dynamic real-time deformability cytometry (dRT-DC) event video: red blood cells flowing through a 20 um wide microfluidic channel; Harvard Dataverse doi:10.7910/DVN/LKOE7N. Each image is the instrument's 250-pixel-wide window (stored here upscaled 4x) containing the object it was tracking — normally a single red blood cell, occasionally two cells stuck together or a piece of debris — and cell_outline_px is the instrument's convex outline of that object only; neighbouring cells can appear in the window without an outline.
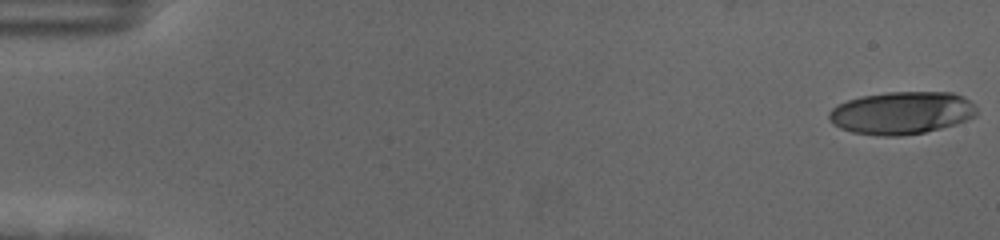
{"species": "human", "species_latin": "Homo sapiens", "temperature_condition": "cold", "stored_images_in_passage": 57, "camera_frame_rate_fps": 3000, "um_per_image_px": 0.085, "donor": {"sex": "female"}, "frame": {"image": 1, "passage_image": 1, "time_ms": 0.0, "image_size_px": [1000, 240], "cell_outline_px": [[976, 116], [968, 120], [956, 124], [924, 132], [900, 136], [880, 136], [852, 132], [840, 128], [832, 124], [828, 120], [828, 112], [836, 104], [860, 96], [888, 92], [952, 92], [964, 96], [976, 108]], "centroid_in_image_um": [76.61, 9.59], "position_along_channel_um": 8.4, "area_um2": 36.93}}
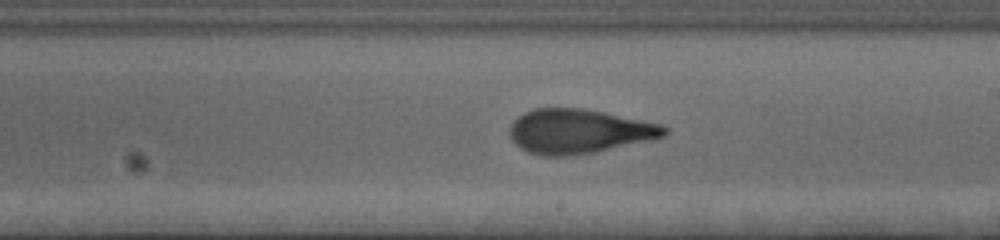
{"frame": {"image": 2, "passage_image": 34, "time_ms": 11.0, "image_size_px": [1000, 240], "cell_outline_px": [[668, 132], [664, 136], [648, 140], [592, 152], [568, 156], [540, 156], [528, 152], [520, 148], [508, 136], [508, 132], [512, 120], [524, 112], [536, 108], [580, 108], [604, 112], [644, 120], [660, 124], [668, 128]], "centroid_in_image_um": [49.14, 11.15], "position_along_channel_um": 239.9, "area_um2": 39.94}}
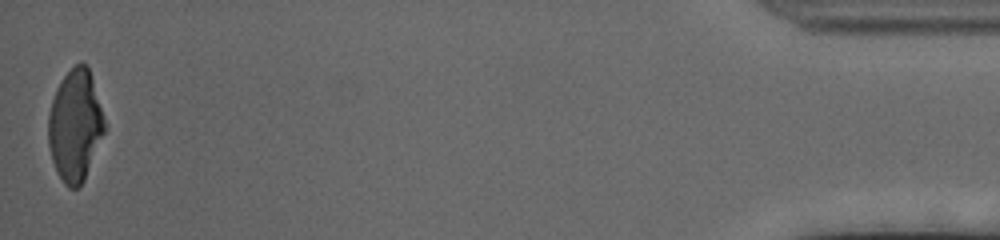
{"frame": {"image": 3, "passage_image": 57, "time_ms": 18.667, "image_size_px": [1000, 240], "cell_outline_px": [[104, 132], [84, 180], [76, 188], [68, 188], [64, 184], [52, 160], [48, 144], [48, 116], [52, 100], [56, 88], [64, 76], [80, 60], [88, 68], [92, 80], [104, 120]], "centroid_in_image_um": [6.36, 10.68], "position_along_channel_um": 428.8, "area_um2": 35.78}, "authors_computed_cell_mechanics": {"area_um2": 38.8416, "velocity_mm_per_s": 3.5689, "shape_relaxation_time_tau1_ms": 3.463, "shape_relaxation_time_tau2_ms": 1.233, "deformation_change_tau1": 0.2124, "deformation_change_tau2": 0.1052}}